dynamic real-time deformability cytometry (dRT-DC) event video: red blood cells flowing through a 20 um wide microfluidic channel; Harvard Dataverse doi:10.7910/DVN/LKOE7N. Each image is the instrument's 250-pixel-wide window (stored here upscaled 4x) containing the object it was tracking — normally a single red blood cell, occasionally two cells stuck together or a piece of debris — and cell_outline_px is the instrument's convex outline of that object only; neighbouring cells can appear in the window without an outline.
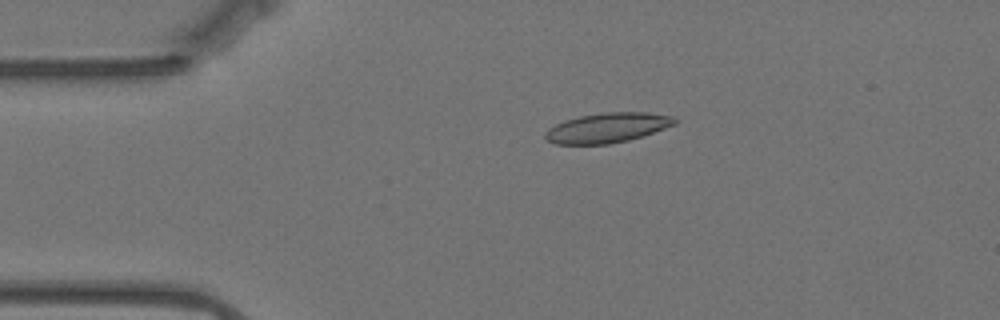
{"species": "Egyptian fruit bat (a non-hibernating species)", "species_latin": "Rousettus aegyptiacus", "temperature_condition": "warm", "stored_images_in_passage": 52, "camera_frame_rate_fps": 3000, "um_per_image_px": 0.085, "animal": {"sex": "female"}, "frame": {"image": 1, "passage_image": 6, "time_ms": 1.667, "image_size_px": [1000, 320], "cell_outline_px": [[676, 124], [628, 140], [608, 144], [556, 144], [548, 140], [544, 136], [544, 132], [548, 128], [564, 120], [580, 116], [600, 112], [648, 112], [676, 116]], "centroid_in_image_um": [51.62, 10.84], "position_along_channel_um": 33.4, "area_um2": 22.48}}
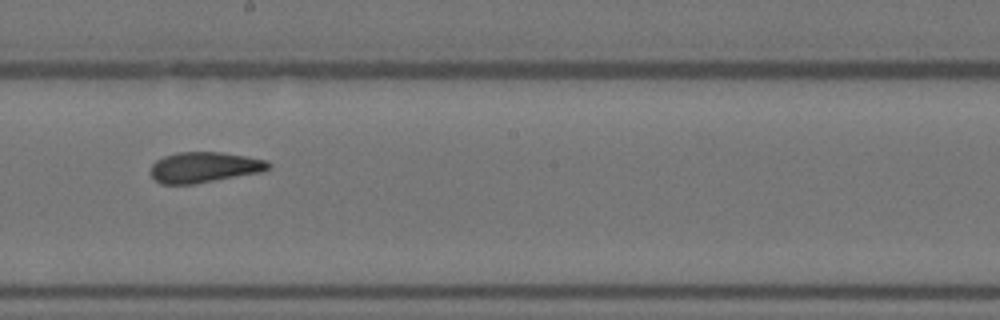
{"frame": {"image": 2, "passage_image": 26, "time_ms": 8.333, "image_size_px": [1000, 320], "cell_outline_px": [[272, 164], [268, 168], [260, 172], [192, 184], [160, 184], [148, 172], [152, 164], [156, 160], [164, 156], [176, 152], [220, 152], [268, 160]], "centroid_in_image_um": [17.31, 14.21], "position_along_channel_um": 230.9, "area_um2": 20.92}}
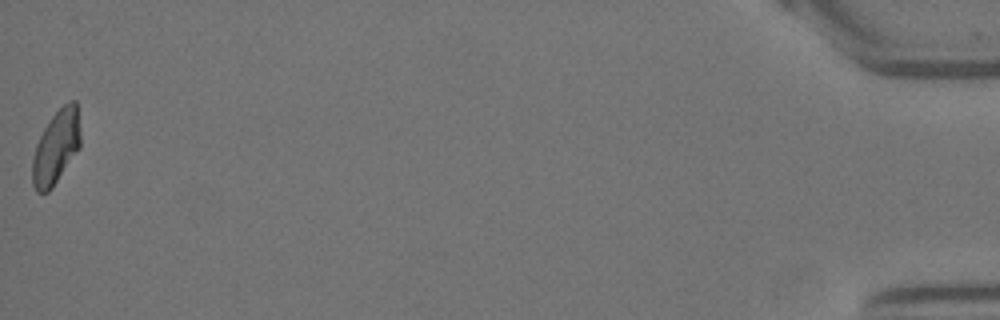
{"frame": {"image": 3, "passage_image": 52, "time_ms": 17.0, "image_size_px": [1000, 320], "cell_outline_px": [[80, 148], [52, 188], [48, 192], [36, 192], [32, 184], [32, 160], [36, 144], [44, 128], [52, 116], [68, 100], [76, 100], [80, 132]], "centroid_in_image_um": [4.77, 12.52], "position_along_channel_um": 430.4, "area_um2": 20.63}, "authors_computed_cell_mechanics": {"area_um2": 21.4727, "velocity_mm_per_s": 3.4876, "shape_relaxation_time_tau1_ms": 5.4076, "shape_relaxation_time_tau2_ms": 1.6711, "deformation_change_tau1": 0.1654, "deformation_change_tau2": 0.0764}}